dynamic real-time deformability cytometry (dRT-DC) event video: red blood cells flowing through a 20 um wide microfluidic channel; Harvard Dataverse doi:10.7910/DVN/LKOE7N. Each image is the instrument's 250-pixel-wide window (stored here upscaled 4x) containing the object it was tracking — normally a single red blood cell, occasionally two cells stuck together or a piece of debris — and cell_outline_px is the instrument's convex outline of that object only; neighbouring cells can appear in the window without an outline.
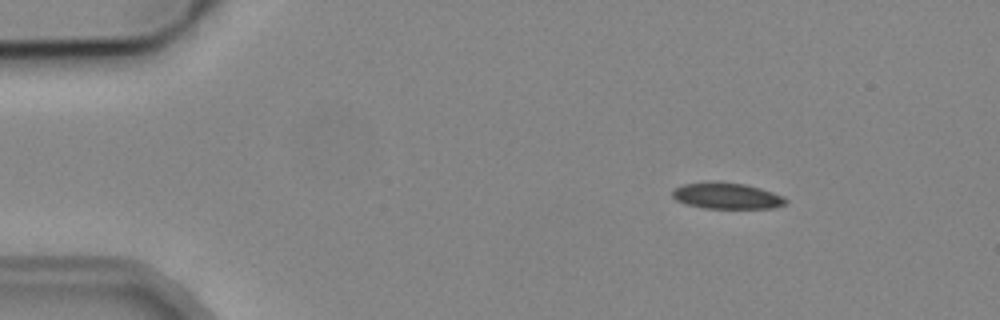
{"species": "common noctule bat (a hibernating species)", "species_latin": "Nyctalus noctula", "temperature_condition": "cold", "stored_images_in_passage": 6, "camera_frame_rate_fps": 3000, "um_per_image_px": 0.085, "animal": {"sex": "male", "body_mass_g": 19.2, "forearm_length_mm": 51.8}, "frame": {"image": 1, "passage_image": 3, "time_ms": 2.333, "image_size_px": [1000, 320], "cell_outline_px": [[788, 200], [784, 204], [772, 208], [704, 208], [688, 204], [676, 200], [672, 196], [672, 192], [676, 188], [684, 184], [744, 184], [760, 188], [784, 196]], "centroid_in_image_um": [61.83, 16.69], "position_along_channel_um": 23.2, "area_um2": 16.42}}